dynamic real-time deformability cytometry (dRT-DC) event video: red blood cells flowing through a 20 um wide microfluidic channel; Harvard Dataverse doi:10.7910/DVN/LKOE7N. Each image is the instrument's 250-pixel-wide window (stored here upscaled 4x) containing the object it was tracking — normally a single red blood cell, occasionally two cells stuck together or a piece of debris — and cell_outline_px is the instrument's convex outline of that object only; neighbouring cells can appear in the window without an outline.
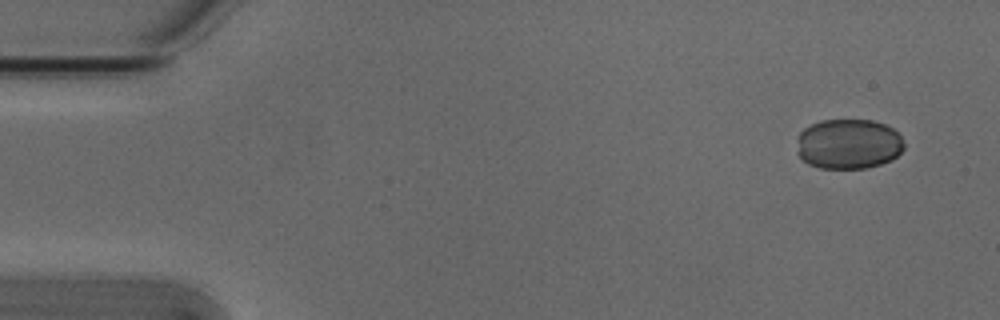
{"species": "Egyptian fruit bat (a non-hibernating species)", "species_latin": "Rousettus aegyptiacus", "temperature_condition": "cold", "stored_images_in_passage": 4, "camera_frame_rate_fps": 3000, "um_per_image_px": 0.085, "animal": {"sex": "male"}, "frame": {"image": 1, "passage_image": 1, "time_ms": 0.0, "image_size_px": [1000, 320], "cell_outline_px": [[904, 148], [892, 160], [880, 164], [864, 168], [820, 168], [808, 164], [796, 152], [796, 136], [804, 128], [820, 120], [872, 120], [884, 124], [892, 128], [900, 136], [904, 144]], "centroid_in_image_um": [72.08, 12.23], "position_along_channel_um": 12.9, "area_um2": 31.5}}